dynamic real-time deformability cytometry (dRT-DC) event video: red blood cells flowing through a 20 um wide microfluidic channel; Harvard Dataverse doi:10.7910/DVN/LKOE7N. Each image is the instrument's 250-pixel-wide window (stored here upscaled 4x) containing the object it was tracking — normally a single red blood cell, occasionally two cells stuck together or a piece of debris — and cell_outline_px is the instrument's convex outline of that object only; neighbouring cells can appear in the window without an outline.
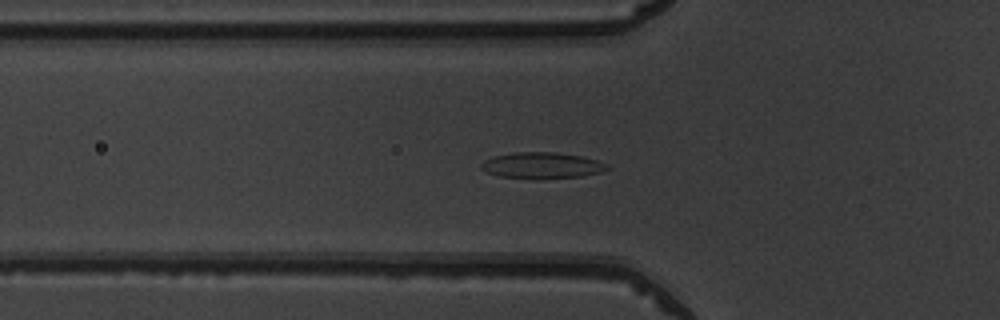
{"species": "common noctule bat (a hibernating species)", "species_latin": "Nyctalus noctula", "temperature_condition": "warm", "stored_images_in_passage": 26, "camera_frame_rate_fps": 3000, "um_per_image_px": 0.085, "animal": {"sex": "male", "body_mass_g": 19.5, "forearm_length_mm": 54.6}, "frame": {"image": 1, "passage_image": 12, "time_ms": 3.667, "image_size_px": [1000, 320], "cell_outline_px": [[612, 168], [600, 172], [584, 176], [500, 176], [488, 172], [480, 168], [480, 164], [484, 160], [492, 156], [512, 152], [556, 152], [580, 156], [596, 160], [608, 164]], "centroid_in_image_um": [46.07, 14.0], "position_along_channel_um": 79.7, "area_um2": 18.38}}
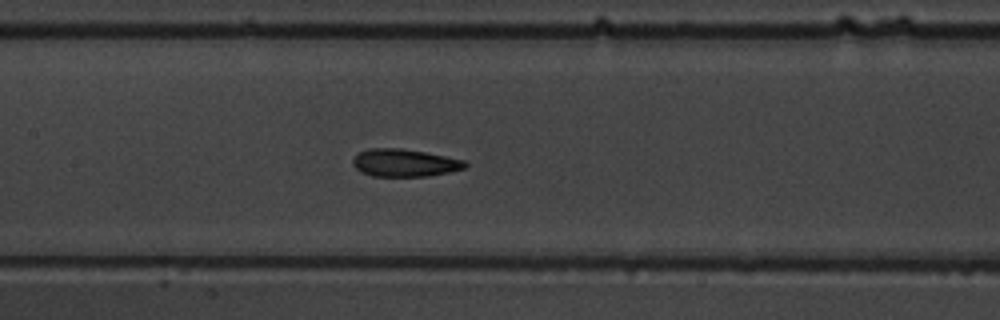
{"frame": {"image": 2, "passage_image": 19, "time_ms": 6.0, "image_size_px": [1000, 320], "cell_outline_px": [[468, 164], [464, 168], [448, 172], [428, 176], [372, 176], [360, 172], [352, 164], [352, 160], [360, 152], [368, 148], [400, 148], [424, 152], [464, 160]], "centroid_in_image_um": [34.35, 13.84], "position_along_channel_um": 173.0, "area_um2": 17.92}}
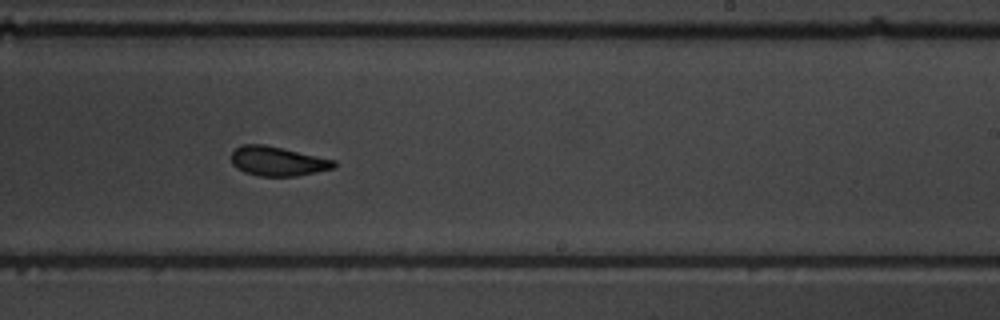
{"frame": {"image": 3, "passage_image": 26, "time_ms": 8.333, "image_size_px": [1000, 320], "cell_outline_px": [[336, 164], [332, 168], [296, 176], [260, 176], [244, 172], [236, 168], [232, 164], [232, 152], [240, 144], [264, 144], [336, 160]], "centroid_in_image_um": [23.56, 13.69], "position_along_channel_um": 265.4, "area_um2": 17.46}}